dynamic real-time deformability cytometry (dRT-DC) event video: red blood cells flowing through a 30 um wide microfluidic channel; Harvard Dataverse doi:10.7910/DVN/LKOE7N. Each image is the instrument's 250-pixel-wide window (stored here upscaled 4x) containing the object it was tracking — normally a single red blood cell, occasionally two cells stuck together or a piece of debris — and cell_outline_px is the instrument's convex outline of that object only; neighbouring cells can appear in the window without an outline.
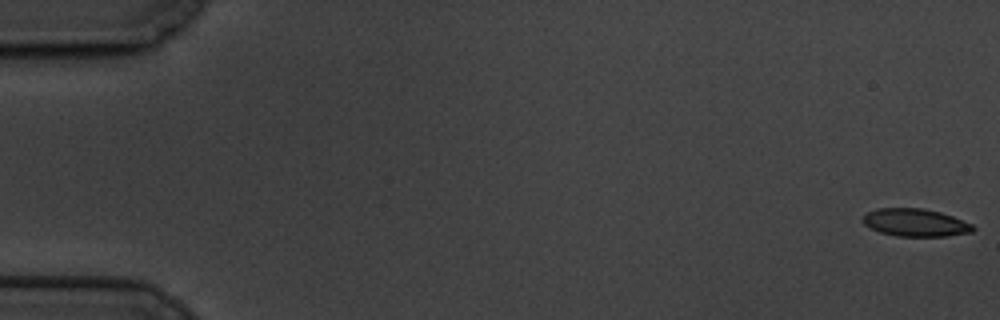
{"species": "common noctule bat (a hibernating species)", "species_latin": "Nyctalus noctula", "temperature_condition": "cold", "stored_images_in_passage": 10, "camera_frame_rate_fps": 3000, "um_per_image_px": 0.085, "animal": {"sex": "male", "body_mass_g": 19.5, "forearm_length_mm": 54.6}, "frame": {"image": 1, "passage_image": 1, "time_ms": 0.0, "image_size_px": [1000, 320], "cell_outline_px": [[976, 228], [972, 232], [948, 236], [896, 236], [880, 232], [864, 224], [860, 220], [868, 212], [876, 208], [924, 208], [940, 212], [952, 216], [972, 224]], "centroid_in_image_um": [77.81, 18.92], "position_along_channel_um": 7.2, "area_um2": 17.8}}